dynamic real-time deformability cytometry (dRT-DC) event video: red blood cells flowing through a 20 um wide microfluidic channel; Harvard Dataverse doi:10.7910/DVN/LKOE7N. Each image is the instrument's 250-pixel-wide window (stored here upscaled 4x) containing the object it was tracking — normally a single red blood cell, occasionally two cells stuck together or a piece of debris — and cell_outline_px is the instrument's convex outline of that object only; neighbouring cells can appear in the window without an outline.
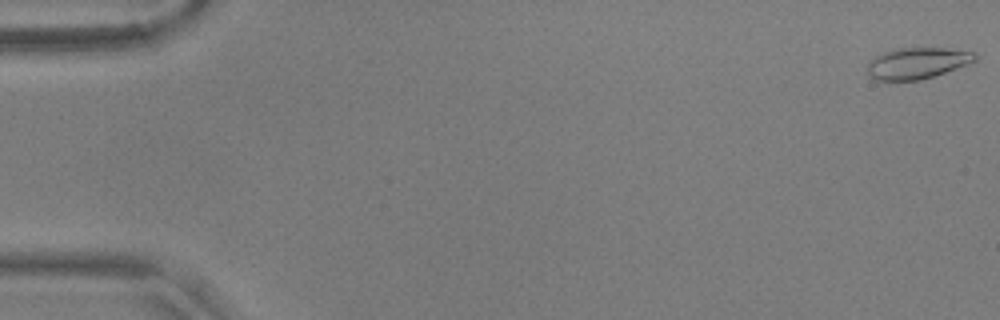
{"species": "common noctule bat (a hibernating species)", "species_latin": "Nyctalus noctula", "temperature_condition": "warm", "stored_images_in_passage": 56, "camera_frame_rate_fps": 3000, "um_per_image_px": 0.085, "animal": {"sex": "male", "body_mass_g": 17.9, "forearm_length_mm": 54.2}, "frame": {"image": 1, "passage_image": 1, "time_ms": 0.0, "image_size_px": [1000, 320], "cell_outline_px": [[976, 60], [956, 68], [920, 80], [876, 80], [868, 76], [868, 64], [880, 52], [900, 48], [944, 48], [976, 52]], "centroid_in_image_um": [77.93, 5.36], "position_along_channel_um": 7.1, "area_um2": 19.36}}
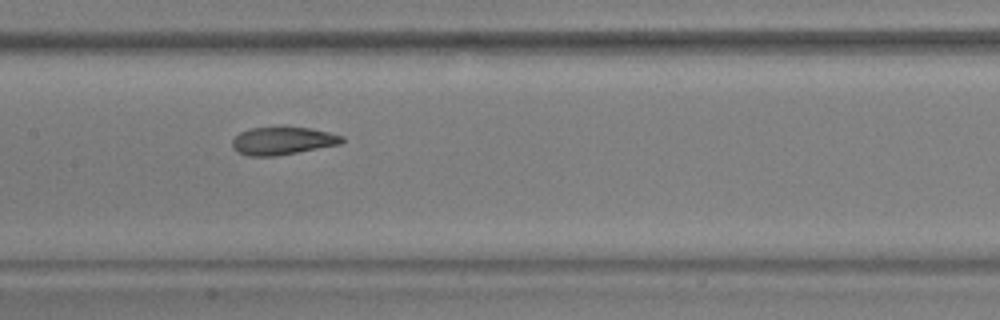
{"frame": {"image": 2, "passage_image": 28, "time_ms": 9.0, "image_size_px": [1000, 320], "cell_outline_px": [[344, 140], [340, 144], [276, 156], [248, 156], [236, 152], [232, 148], [232, 140], [240, 132], [248, 128], [284, 124], [312, 128], [344, 136]], "centroid_in_image_um": [23.99, 11.92], "position_along_channel_um": 183.4, "area_um2": 18.55}}
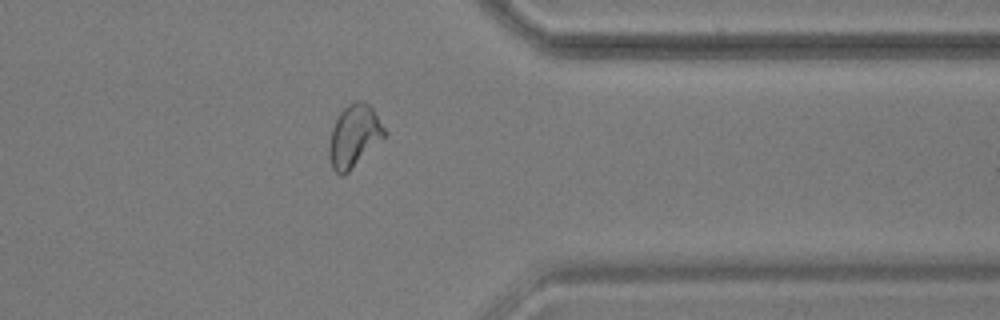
{"frame": {"image": 3, "passage_image": 45, "time_ms": 14.667, "image_size_px": [1000, 320], "cell_outline_px": [[388, 132], [344, 176], [340, 176], [332, 168], [328, 156], [328, 144], [332, 128], [340, 112], [348, 104], [356, 100], [364, 100], [372, 108]], "centroid_in_image_um": [30.07, 11.55], "position_along_channel_um": 381.3, "area_um2": 20.0}, "authors_computed_cell_mechanics": {"area_um2": 19.3919, "velocity_mm_per_s": 3.6439, "shape_relaxation_time_tau1_ms": null, "shape_relaxation_time_tau2_ms": 1.8959, "deformation_change_tau1": null, "deformation_change_tau2": 0.085}}